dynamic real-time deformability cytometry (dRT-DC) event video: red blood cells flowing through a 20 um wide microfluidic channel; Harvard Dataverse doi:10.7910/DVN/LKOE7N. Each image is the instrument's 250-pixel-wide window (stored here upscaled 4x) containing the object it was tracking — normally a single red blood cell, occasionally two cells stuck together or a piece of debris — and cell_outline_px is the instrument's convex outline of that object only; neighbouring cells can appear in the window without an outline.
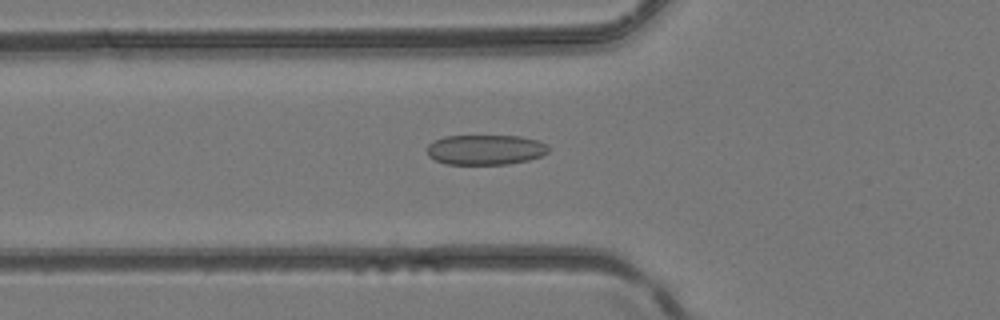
{"species": "common noctule bat (a hibernating species)", "species_latin": "Nyctalus noctula", "temperature_condition": "room temperature", "stored_images_in_passage": 37, "camera_frame_rate_fps": 3000, "um_per_image_px": 0.085, "animal": {"sex": "female", "body_mass_g": 24.6, "forearm_length_mm": 56.2}, "frame": {"image": 1, "passage_image": 10, "time_ms": 3.0, "image_size_px": [1000, 320], "cell_outline_px": [[548, 152], [540, 156], [528, 160], [508, 164], [444, 164], [428, 156], [428, 144], [432, 140], [444, 136], [520, 136], [536, 140], [548, 144]], "centroid_in_image_um": [41.24, 12.72], "position_along_channel_um": 84.6, "area_um2": 21.33}}
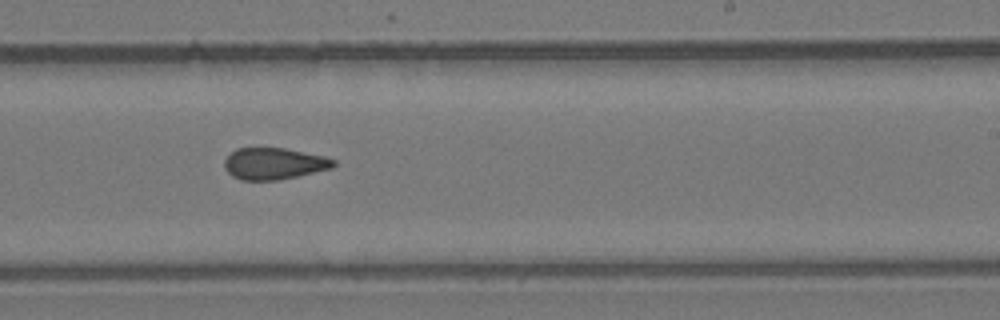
{"frame": {"image": 2, "passage_image": 21, "time_ms": 6.667, "image_size_px": [1000, 320], "cell_outline_px": [[336, 164], [332, 168], [296, 176], [276, 180], [240, 180], [232, 176], [224, 168], [224, 160], [236, 148], [284, 148], [324, 156], [336, 160]], "centroid_in_image_um": [23.27, 13.91], "position_along_channel_um": 265.7, "area_um2": 20.0}}
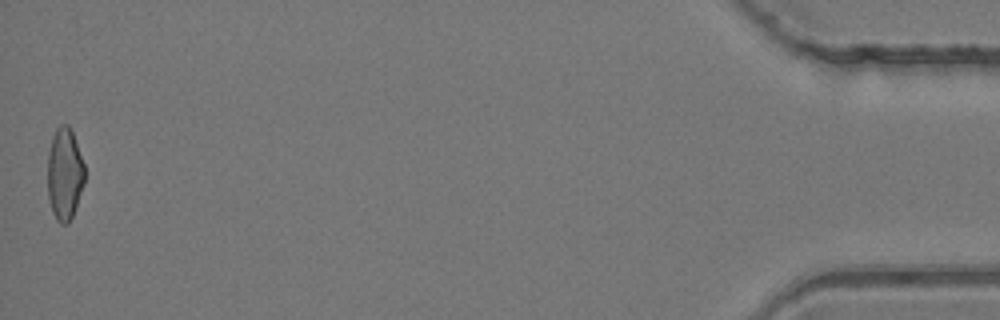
{"frame": {"image": 3, "passage_image": 37, "time_ms": 12.0, "image_size_px": [1000, 320], "cell_outline_px": [[84, 184], [76, 208], [68, 224], [60, 224], [56, 220], [52, 212], [48, 196], [48, 152], [52, 136], [56, 128], [60, 124], [68, 124], [72, 132], [84, 164]], "centroid_in_image_um": [5.48, 14.8], "position_along_channel_um": 429.7, "area_um2": 20.0}}